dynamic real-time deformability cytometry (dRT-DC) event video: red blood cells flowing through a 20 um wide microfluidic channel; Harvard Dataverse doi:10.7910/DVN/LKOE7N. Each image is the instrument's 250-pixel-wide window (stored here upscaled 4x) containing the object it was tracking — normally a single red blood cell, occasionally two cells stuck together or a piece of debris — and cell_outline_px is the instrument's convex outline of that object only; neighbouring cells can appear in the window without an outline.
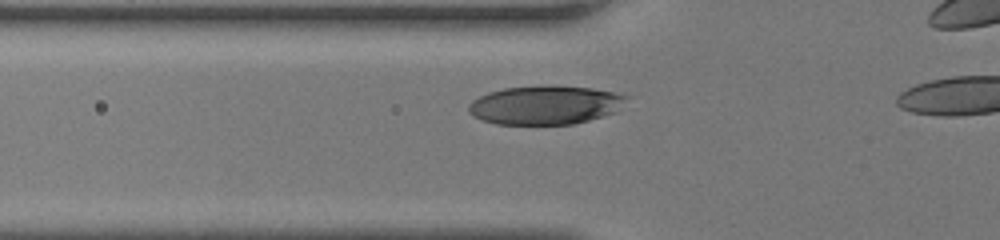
{"species": "human", "species_latin": "Homo sapiens", "temperature_condition": "room temperature", "stored_images_in_passage": 29, "camera_frame_rate_fps": 3000, "um_per_image_px": 0.085, "donor": {"sex": "female"}, "frame": {"image": 1, "passage_image": 7, "time_ms": 2.0, "image_size_px": [1000, 240], "cell_outline_px": [[628, 96], [616, 112], [604, 116], [572, 124], [496, 124], [472, 116], [468, 112], [468, 104], [472, 100], [488, 92], [504, 88], [544, 84], [592, 88], [616, 92]], "centroid_in_image_um": [46.32, 8.91], "position_along_channel_um": 79.5, "area_um2": 35.95}}
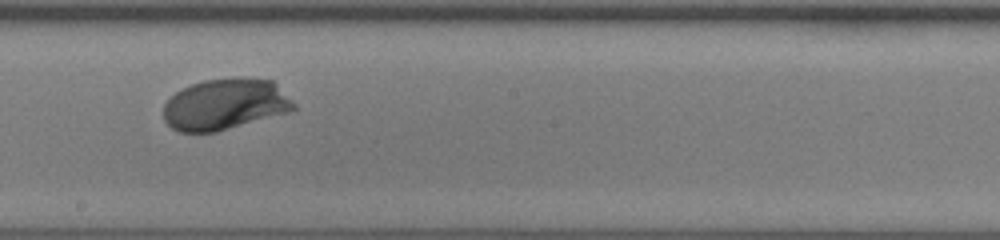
{"frame": {"image": 2, "passage_image": 17, "time_ms": 5.333, "image_size_px": [1000, 240], "cell_outline_px": [[296, 108], [288, 112], [216, 132], [180, 132], [172, 128], [164, 120], [164, 104], [176, 92], [192, 84], [204, 80], [240, 76], [244, 76], [272, 80], [296, 104]], "centroid_in_image_um": [19.14, 8.85], "position_along_channel_um": 229.1, "area_um2": 38.84}}
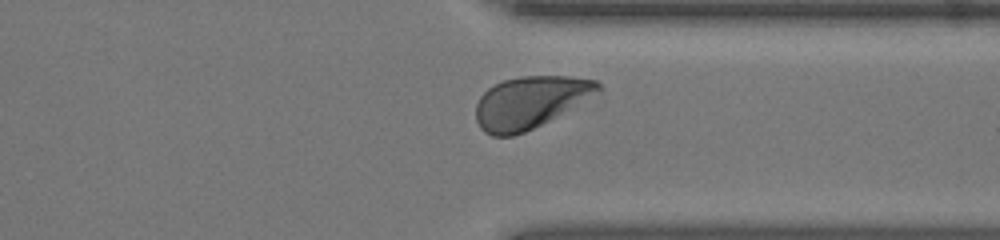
{"frame": {"image": 3, "passage_image": 26, "time_ms": 8.333, "image_size_px": [1000, 240], "cell_outline_px": [[600, 92], [548, 120], [524, 132], [512, 136], [492, 136], [484, 132], [480, 128], [476, 120], [476, 104], [480, 96], [488, 88], [504, 80], [520, 76], [572, 76], [596, 80], [600, 84]], "centroid_in_image_um": [45.03, 8.68], "position_along_channel_um": 366.4, "area_um2": 36.65}}